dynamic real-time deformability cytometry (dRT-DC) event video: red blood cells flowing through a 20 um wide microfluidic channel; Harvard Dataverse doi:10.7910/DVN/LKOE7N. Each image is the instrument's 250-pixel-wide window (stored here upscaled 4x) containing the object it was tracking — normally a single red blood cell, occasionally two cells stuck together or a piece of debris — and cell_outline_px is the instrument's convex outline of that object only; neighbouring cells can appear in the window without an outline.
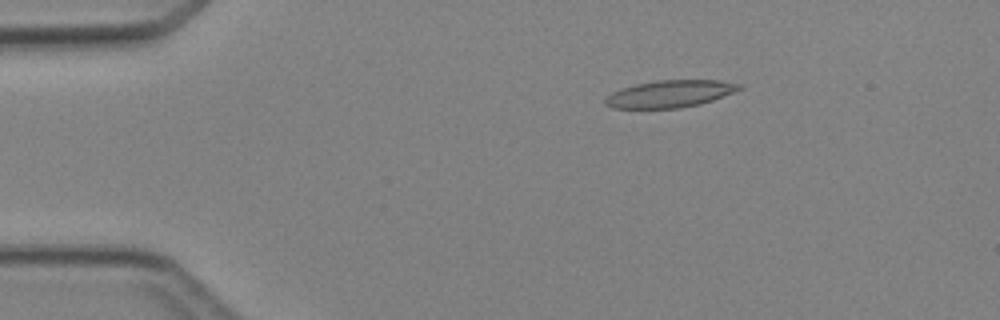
{"species": "Egyptian fruit bat (a non-hibernating species)", "species_latin": "Rousettus aegyptiacus", "temperature_condition": "cold", "stored_images_in_passage": 4, "camera_frame_rate_fps": 3000, "um_per_image_px": 0.085, "animal": {"sex": "female"}, "frame": {"image": 1, "passage_image": 2, "time_ms": 1.0, "image_size_px": [1000, 320], "cell_outline_px": [[744, 88], [712, 100], [700, 104], [680, 108], [612, 108], [604, 104], [604, 100], [612, 92], [620, 88], [636, 84], [656, 80], [720, 80], [744, 84]], "centroid_in_image_um": [56.96, 7.97], "position_along_channel_um": 28.0, "area_um2": 21.33}}
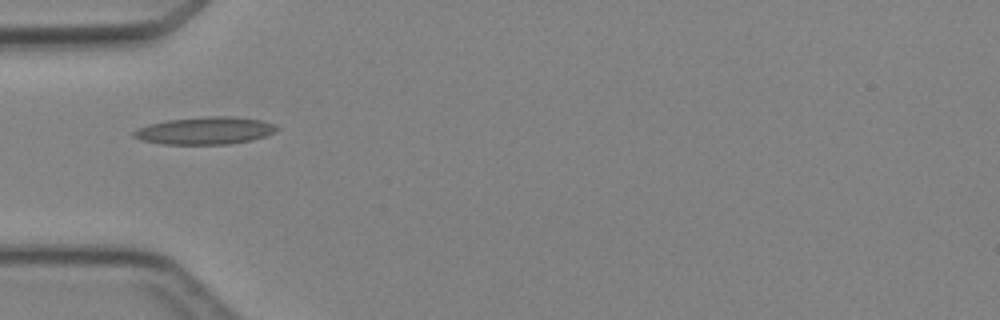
{"frame": {"image": 2, "passage_image": 4, "time_ms": 3.333, "image_size_px": [1000, 320], "cell_outline_px": [[280, 128], [276, 132], [252, 140], [228, 144], [160, 144], [140, 140], [132, 136], [132, 132], [148, 124], [168, 120], [208, 116], [232, 116], [260, 120], [276, 124]], "centroid_in_image_um": [17.45, 11.1], "position_along_channel_um": 67.6, "area_um2": 22.95}}